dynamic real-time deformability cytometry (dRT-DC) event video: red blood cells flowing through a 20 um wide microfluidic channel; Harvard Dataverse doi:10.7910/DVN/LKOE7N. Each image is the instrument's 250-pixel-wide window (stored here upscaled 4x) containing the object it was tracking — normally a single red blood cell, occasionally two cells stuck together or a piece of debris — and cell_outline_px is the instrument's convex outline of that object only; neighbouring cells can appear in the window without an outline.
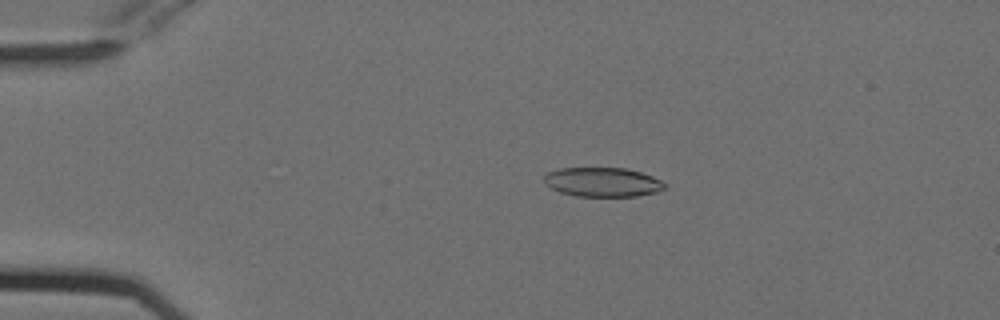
{"species": "Egyptian fruit bat (a non-hibernating species)", "species_latin": "Rousettus aegyptiacus", "temperature_condition": "cold", "stored_images_in_passage": 50, "camera_frame_rate_fps": 3000, "um_per_image_px": 0.085, "animal": {"sex": "female"}, "frame": {"image": 1, "passage_image": 8, "time_ms": 2.333, "image_size_px": [1000, 320], "cell_outline_px": [[668, 184], [664, 188], [656, 192], [636, 196], [576, 196], [560, 192], [544, 184], [544, 176], [548, 172], [560, 168], [624, 168], [640, 172], [652, 176]], "centroid_in_image_um": [51.21, 15.48], "position_along_channel_um": 33.8, "area_um2": 20.52}}
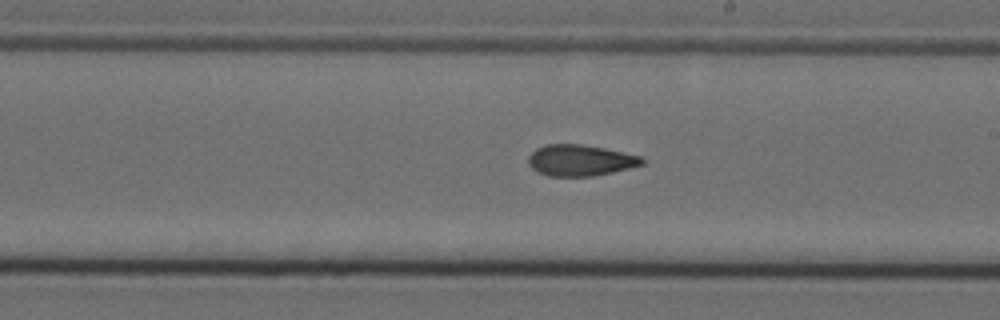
{"frame": {"image": 2, "passage_image": 28, "time_ms": 9.0, "image_size_px": [1000, 320], "cell_outline_px": [[644, 164], [612, 172], [592, 176], [548, 176], [532, 168], [528, 164], [528, 156], [536, 148], [544, 144], [580, 144], [604, 148], [640, 156], [644, 160]], "centroid_in_image_um": [49.29, 13.62], "position_along_channel_um": 239.7, "area_um2": 20.52}}
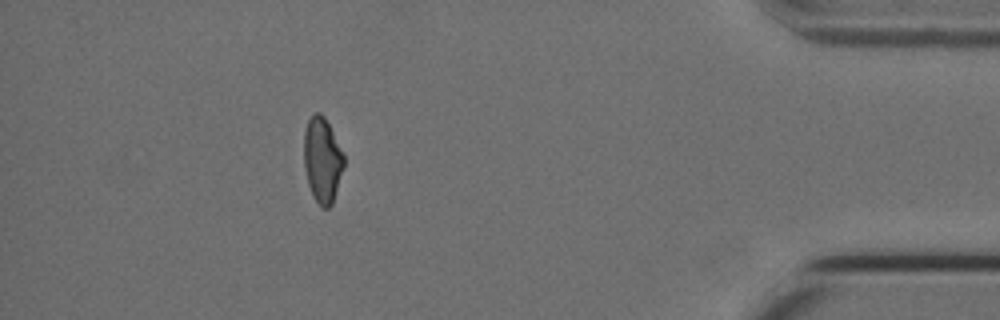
{"frame": {"image": 3, "passage_image": 45, "time_ms": 14.667, "image_size_px": [1000, 320], "cell_outline_px": [[344, 168], [332, 204], [328, 208], [320, 208], [312, 196], [308, 184], [304, 168], [304, 132], [308, 120], [312, 112], [320, 112], [324, 116], [344, 156]], "centroid_in_image_um": [27.38, 13.63], "position_along_channel_um": 407.8, "area_um2": 19.94}, "authors_computed_cell_mechanics": {"area_um2": 20.9525, "velocity_mm_per_s": 3.8041, "shape_relaxation_time_tau1_ms": 10.4294, "shape_relaxation_time_tau2_ms": 3.6993, "deformation_change_tau1": 0.204, "deformation_change_tau2": 0.1042}}